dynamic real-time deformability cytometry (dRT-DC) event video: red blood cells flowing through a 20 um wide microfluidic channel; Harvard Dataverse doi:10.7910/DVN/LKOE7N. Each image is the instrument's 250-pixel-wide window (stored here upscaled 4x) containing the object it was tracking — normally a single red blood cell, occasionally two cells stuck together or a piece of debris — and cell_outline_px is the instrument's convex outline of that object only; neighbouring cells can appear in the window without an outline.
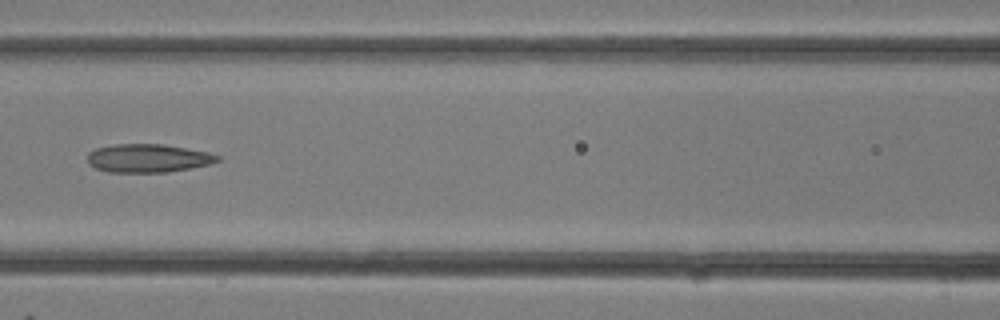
{"species": "common noctule bat (a hibernating species)", "species_latin": "Nyctalus noctula", "temperature_condition": "room temperature", "stored_images_in_passage": 30, "camera_frame_rate_fps": 3000, "um_per_image_px": 0.085, "animal": {"sex": "female"}, "frame": {"image": 1, "passage_image": 13, "time_ms": 4.0, "image_size_px": [1000, 320], "cell_outline_px": [[220, 160], [212, 164], [168, 172], [108, 172], [96, 168], [88, 164], [88, 152], [96, 148], [116, 144], [164, 144], [208, 152], [220, 156]], "centroid_in_image_um": [12.59, 13.45], "position_along_channel_um": 154.0, "area_um2": 21.56}}
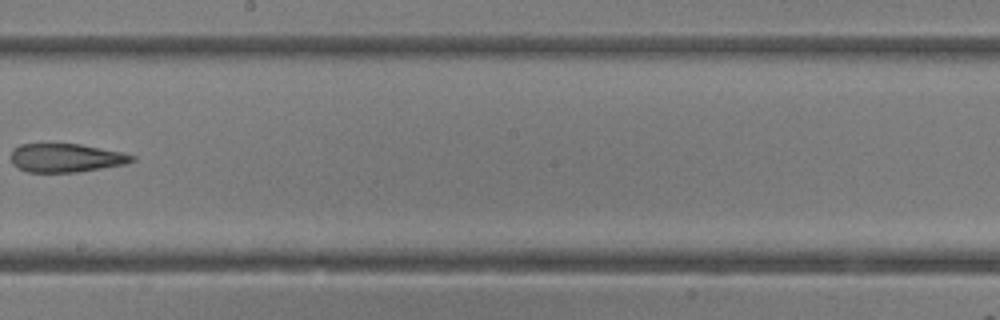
{"frame": {"image": 2, "passage_image": 17, "time_ms": 5.333, "image_size_px": [1000, 320], "cell_outline_px": [[136, 160], [124, 164], [76, 172], [28, 172], [16, 168], [12, 164], [12, 148], [20, 144], [80, 144], [124, 152], [136, 156]], "centroid_in_image_um": [5.6, 13.41], "position_along_channel_um": 242.6, "area_um2": 20.23}}
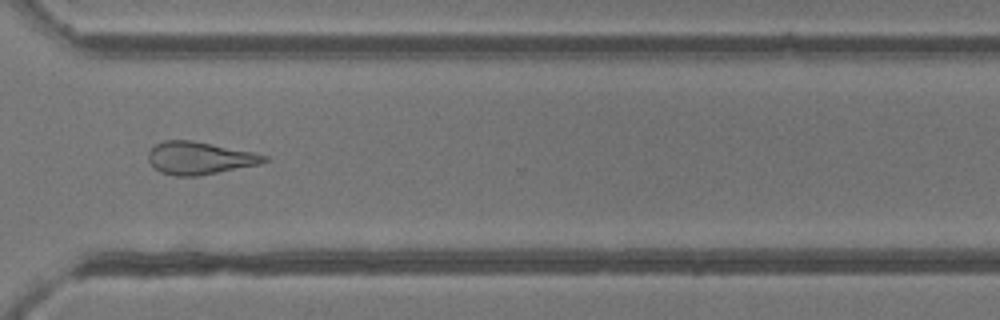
{"frame": {"image": 3, "passage_image": 22, "time_ms": 7.0, "image_size_px": [1000, 320], "cell_outline_px": [[268, 160], [260, 164], [196, 176], [176, 176], [160, 172], [148, 160], [148, 152], [156, 144], [164, 140], [192, 140], [252, 152], [268, 156]], "centroid_in_image_um": [16.94, 13.43], "position_along_channel_um": 353.7, "area_um2": 21.73}}